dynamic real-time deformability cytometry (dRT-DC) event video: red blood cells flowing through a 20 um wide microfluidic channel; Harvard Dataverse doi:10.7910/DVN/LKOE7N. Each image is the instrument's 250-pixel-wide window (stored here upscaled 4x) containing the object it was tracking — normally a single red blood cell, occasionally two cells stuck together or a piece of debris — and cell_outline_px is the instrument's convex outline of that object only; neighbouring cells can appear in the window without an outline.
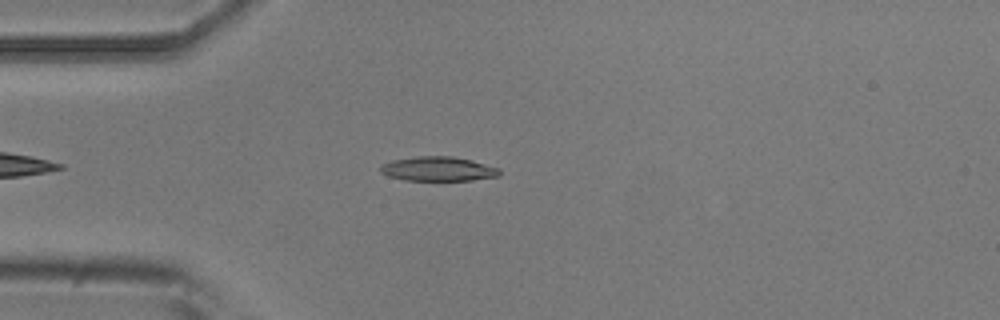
{"species": "common noctule bat (a hibernating species)", "species_latin": "Nyctalus noctula", "temperature_condition": "room temperature", "stored_images_in_passage": 1, "camera_frame_rate_fps": 3000, "um_per_image_px": 0.085, "animal": {"sex": "male", "body_mass_g": 20.5, "forearm_length_mm": 52.5}, "frame": {"image": 1, "passage_image": 1, "time_ms": 0.0, "image_size_px": [1000, 320], "cell_outline_px": [[500, 176], [472, 180], [404, 180], [388, 176], [380, 172], [380, 164], [392, 160], [416, 156], [452, 156], [472, 160], [500, 168]], "centroid_in_image_um": [37.23, 14.35], "position_along_channel_um": 47.8, "area_um2": 17.05}}